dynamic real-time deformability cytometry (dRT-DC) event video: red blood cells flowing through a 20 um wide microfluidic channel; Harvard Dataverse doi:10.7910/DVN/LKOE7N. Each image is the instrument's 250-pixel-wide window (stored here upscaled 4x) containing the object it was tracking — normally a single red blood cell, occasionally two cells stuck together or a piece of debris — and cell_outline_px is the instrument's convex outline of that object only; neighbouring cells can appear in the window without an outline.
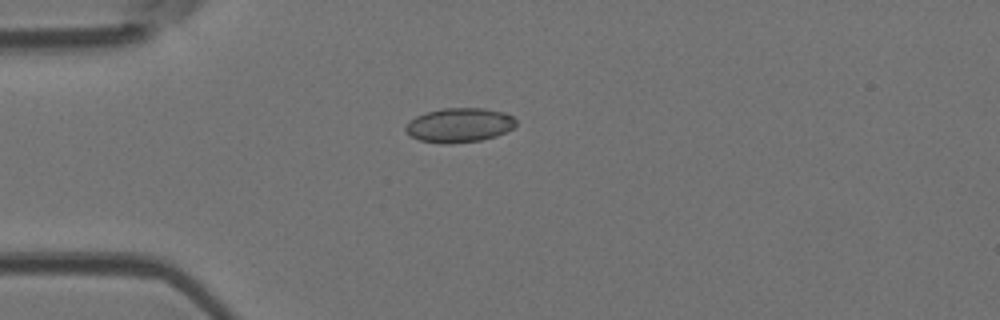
{"species": "Egyptian fruit bat (a non-hibernating species)", "species_latin": "Rousettus aegyptiacus", "temperature_condition": "room temperature", "stored_images_in_passage": 4, "camera_frame_rate_fps": 3000, "um_per_image_px": 0.085, "animal": {"sex": "female"}, "frame": {"image": 1, "passage_image": 2, "time_ms": 0.333, "image_size_px": [1000, 320], "cell_outline_px": [[516, 124], [512, 128], [496, 136], [480, 140], [452, 144], [440, 144], [420, 140], [412, 136], [404, 128], [416, 116], [428, 112], [444, 108], [484, 108], [504, 112], [512, 116], [516, 120]], "centroid_in_image_um": [39.07, 10.64], "position_along_channel_um": 45.9, "area_um2": 21.91}}
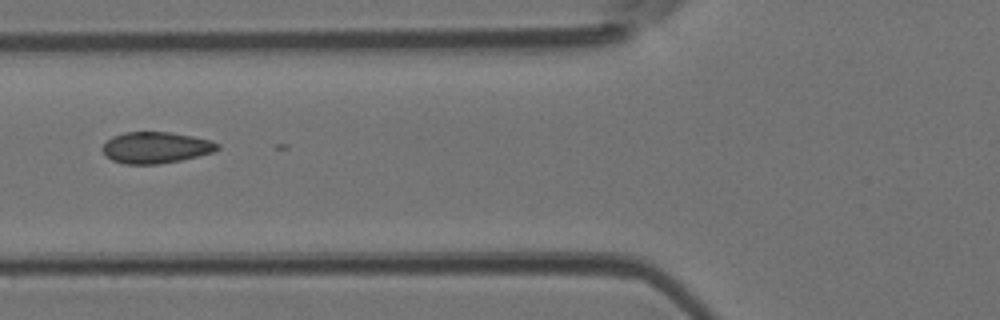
{"frame": {"image": 2, "passage_image": 4, "time_ms": 1.0, "image_size_px": [1000, 320], "cell_outline_px": [[220, 148], [212, 152], [180, 160], [160, 164], [124, 164], [112, 160], [100, 148], [112, 136], [124, 132], [172, 132], [192, 136], [208, 140], [220, 144]], "centroid_in_image_um": [13.22, 12.54], "position_along_channel_um": 112.6, "area_um2": 20.87}}